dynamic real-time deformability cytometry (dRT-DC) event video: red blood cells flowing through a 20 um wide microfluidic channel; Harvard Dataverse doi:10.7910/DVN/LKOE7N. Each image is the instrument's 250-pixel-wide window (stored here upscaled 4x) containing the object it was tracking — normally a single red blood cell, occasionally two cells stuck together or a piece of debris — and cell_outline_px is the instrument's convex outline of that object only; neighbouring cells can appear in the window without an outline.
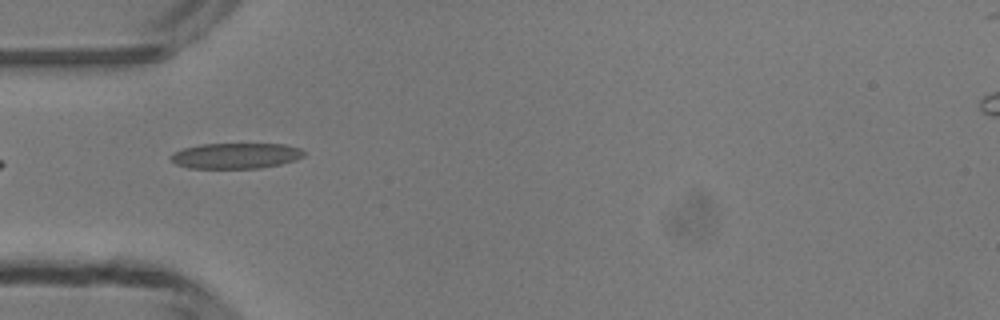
{"species": "common noctule bat (a hibernating species)", "species_latin": "Nyctalus noctula", "temperature_condition": "room temperature", "stored_images_in_passage": 1, "camera_frame_rate_fps": 3000, "um_per_image_px": 0.085, "animal": {"sex": "male", "body_mass_g": 13.3}, "frame": {"image": 1, "passage_image": 1, "time_ms": 0.0, "image_size_px": [1000, 320], "cell_outline_px": [[304, 156], [296, 160], [280, 164], [260, 168], [188, 168], [176, 164], [168, 156], [172, 152], [184, 148], [200, 144], [284, 144], [300, 148], [304, 152]], "centroid_in_image_um": [20.02, 13.24], "position_along_channel_um": 65.0, "area_um2": 19.94}}